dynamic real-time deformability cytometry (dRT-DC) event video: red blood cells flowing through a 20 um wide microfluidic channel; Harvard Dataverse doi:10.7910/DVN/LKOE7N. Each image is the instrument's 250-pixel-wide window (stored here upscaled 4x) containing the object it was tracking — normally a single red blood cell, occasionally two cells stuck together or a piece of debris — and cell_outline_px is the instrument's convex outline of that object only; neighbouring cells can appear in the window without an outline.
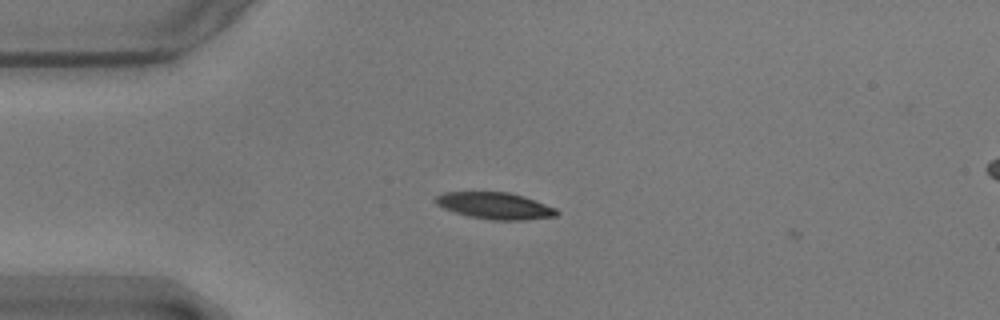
{"species": "common noctule bat (a hibernating species)", "species_latin": "Nyctalus noctula", "temperature_condition": "warm", "stored_images_in_passage": 9, "camera_frame_rate_fps": 3000, "um_per_image_px": 0.085, "animal": {"sex": "male", "body_mass_g": 17.9}, "frame": {"image": 1, "passage_image": 8, "time_ms": 2.333, "image_size_px": [1000, 320], "cell_outline_px": [[560, 212], [556, 216], [524, 220], [492, 220], [468, 216], [444, 208], [436, 204], [436, 196], [444, 192], [508, 192], [524, 196], [536, 200], [556, 208]], "centroid_in_image_um": [42.11, 17.49], "position_along_channel_um": 42.9, "area_um2": 18.79}}